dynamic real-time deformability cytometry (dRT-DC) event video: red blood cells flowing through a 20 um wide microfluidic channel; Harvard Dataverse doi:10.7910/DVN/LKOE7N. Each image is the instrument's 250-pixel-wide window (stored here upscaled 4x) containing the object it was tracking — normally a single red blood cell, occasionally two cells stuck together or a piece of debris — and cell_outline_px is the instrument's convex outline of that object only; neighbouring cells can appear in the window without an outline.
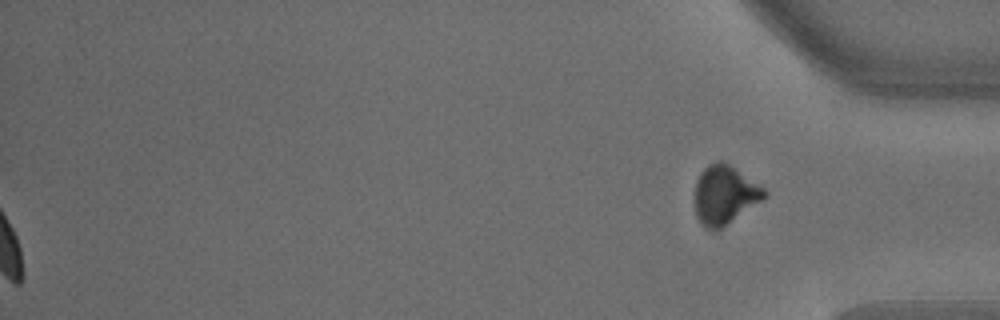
{"species": "common noctule bat (a hibernating species)", "species_latin": "Nyctalus noctula", "temperature_condition": "warm", "stored_images_in_passage": 48, "segment_of_instrument_passage": [2, 2], "camera_frame_rate_fps": 3000, "um_per_image_px": 0.085, "animal": {"sex": "male", "body_mass_g": 18.8}, "frame": {"image": 1, "passage_image": 48, "time_ms": 15.667, "image_size_px": [1000, 320], "cell_outline_px": [[768, 196], [720, 228], [712, 232], [696, 216], [696, 180], [700, 172], [708, 164], [716, 160], [720, 160], [728, 164], [764, 188], [768, 192]], "centroid_in_image_um": [61.59, 16.54], "position_along_channel_um": 373.6, "area_um2": 23.29}}